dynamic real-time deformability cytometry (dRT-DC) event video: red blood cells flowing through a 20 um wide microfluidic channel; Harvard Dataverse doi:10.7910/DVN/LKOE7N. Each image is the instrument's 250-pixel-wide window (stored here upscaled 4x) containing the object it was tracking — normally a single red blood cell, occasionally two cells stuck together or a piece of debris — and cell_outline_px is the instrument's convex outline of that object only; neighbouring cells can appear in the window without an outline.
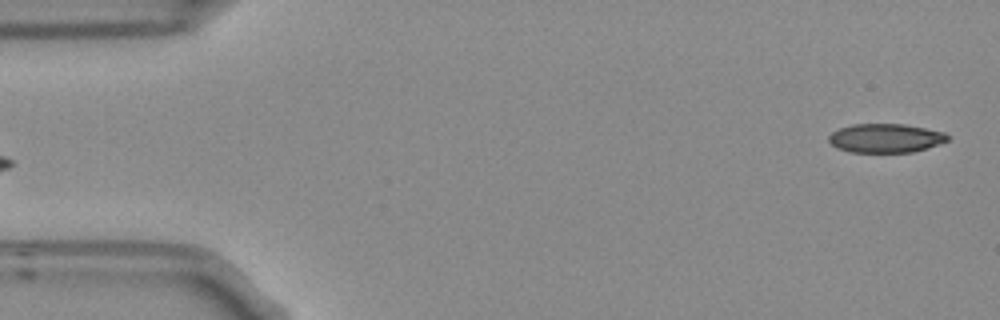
{"species": "Egyptian fruit bat (a non-hibernating species)", "species_latin": "Rousettus aegyptiacus", "temperature_condition": "room temperature", "stored_images_in_passage": 5, "camera_frame_rate_fps": 3000, "um_per_image_px": 0.085, "frame": {"image": 1, "passage_image": 5, "time_ms": 1.333, "image_size_px": [1000, 320], "cell_outline_px": [[948, 140], [912, 152], [848, 152], [836, 148], [828, 140], [828, 136], [832, 132], [840, 128], [852, 124], [904, 124], [944, 132], [948, 136]], "centroid_in_image_um": [75.21, 11.74], "position_along_channel_um": 9.8, "area_um2": 19.83}}